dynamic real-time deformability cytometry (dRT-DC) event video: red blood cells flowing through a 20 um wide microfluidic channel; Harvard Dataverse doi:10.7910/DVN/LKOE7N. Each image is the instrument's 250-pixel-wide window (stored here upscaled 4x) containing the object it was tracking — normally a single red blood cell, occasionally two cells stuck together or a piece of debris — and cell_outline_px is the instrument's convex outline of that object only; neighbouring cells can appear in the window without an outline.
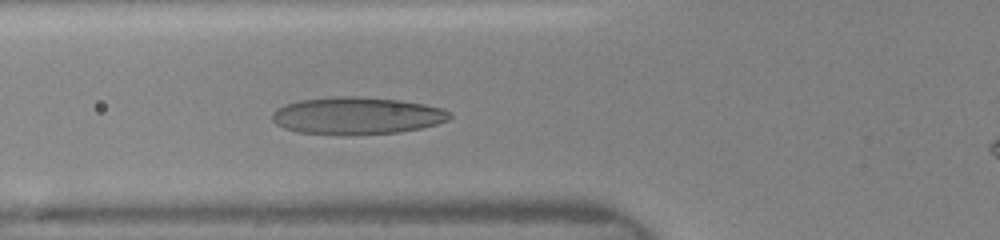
{"species": "human", "species_latin": "Homo sapiens", "temperature_condition": "room temperature", "stored_images_in_passage": 9, "segment_of_instrument_passage": [1, 2], "camera_frame_rate_fps": 3000, "um_per_image_px": 0.085, "donor": {"sex": "female"}, "frame": {"image": 1, "passage_image": 8, "time_ms": 5.0, "image_size_px": [1000, 240], "cell_outline_px": [[452, 116], [448, 120], [436, 124], [420, 128], [400, 132], [300, 132], [284, 128], [276, 124], [272, 120], [272, 112], [276, 108], [284, 104], [300, 100], [332, 96], [356, 96], [400, 100], [424, 104], [440, 108], [448, 112]], "centroid_in_image_um": [30.31, 9.78], "position_along_channel_um": 95.5, "area_um2": 37.4}}